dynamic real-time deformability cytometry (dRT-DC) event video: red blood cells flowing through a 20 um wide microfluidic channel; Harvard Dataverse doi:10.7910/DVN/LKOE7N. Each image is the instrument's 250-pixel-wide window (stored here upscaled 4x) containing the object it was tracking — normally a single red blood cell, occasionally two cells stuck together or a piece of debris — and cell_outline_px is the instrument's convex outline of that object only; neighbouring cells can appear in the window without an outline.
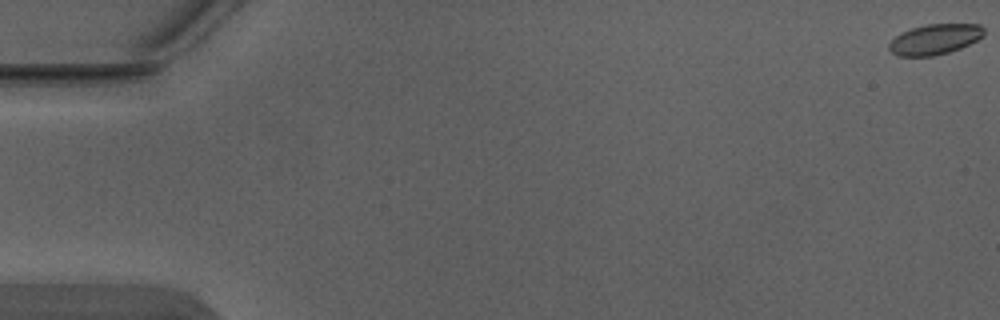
{"species": "Egyptian fruit bat (a non-hibernating species)", "species_latin": "Rousettus aegyptiacus", "temperature_condition": "warm", "stored_images_in_passage": 6, "camera_frame_rate_fps": 3000, "um_per_image_px": 0.085, "animal": {"sex": "male"}, "frame": {"image": 1, "passage_image": 1, "time_ms": 0.0, "image_size_px": [1000, 320], "cell_outline_px": [[984, 36], [960, 48], [948, 52], [932, 56], [896, 56], [888, 48], [888, 44], [896, 36], [912, 28], [928, 24], [980, 24], [984, 28]], "centroid_in_image_um": [79.46, 3.34], "position_along_channel_um": 5.5, "area_um2": 16.65}}